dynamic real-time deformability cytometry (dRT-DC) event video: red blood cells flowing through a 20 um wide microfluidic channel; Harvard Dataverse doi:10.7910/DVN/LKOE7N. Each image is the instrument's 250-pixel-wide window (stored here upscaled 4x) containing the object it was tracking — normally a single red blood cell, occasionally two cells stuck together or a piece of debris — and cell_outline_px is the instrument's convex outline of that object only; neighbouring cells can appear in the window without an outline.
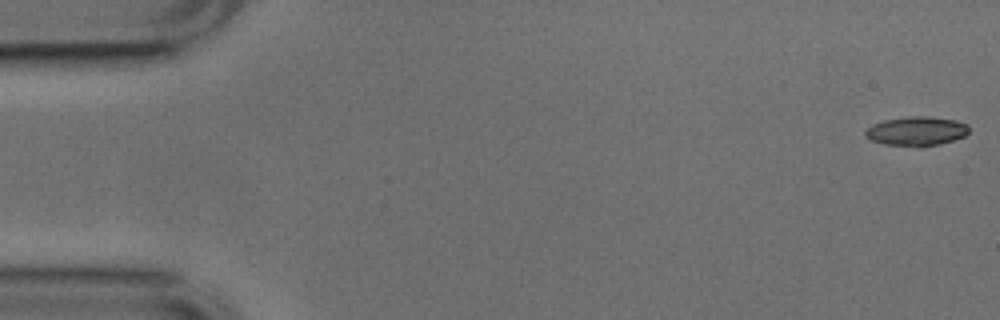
{"species": "common noctule bat (a hibernating species)", "species_latin": "Nyctalus noctula", "temperature_condition": "cold", "stored_images_in_passage": 53, "camera_frame_rate_fps": 3000, "um_per_image_px": 0.085, "animal": {"sex": "male", "body_mass_g": 17.9, "forearm_length_mm": 54.2}, "frame": {"image": 1, "passage_image": 1, "time_ms": 0.0, "image_size_px": [1000, 320], "cell_outline_px": [[968, 132], [964, 136], [940, 144], [916, 148], [884, 144], [872, 140], [864, 136], [864, 132], [872, 124], [884, 120], [912, 116], [928, 116], [956, 120], [968, 124]], "centroid_in_image_um": [77.89, 11.16], "position_along_channel_um": 7.1, "area_um2": 17.8}}
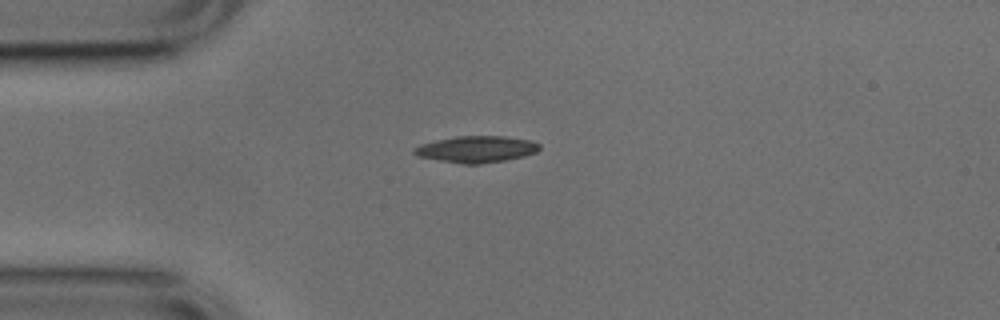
{"frame": {"image": 2, "passage_image": 13, "time_ms": 4.0, "image_size_px": [1000, 320], "cell_outline_px": [[540, 148], [536, 152], [524, 156], [504, 160], [480, 164], [464, 164], [416, 156], [412, 152], [412, 148], [420, 144], [436, 140], [456, 136], [504, 136], [528, 140], [540, 144]], "centroid_in_image_um": [40.45, 12.68], "position_along_channel_um": 44.5, "area_um2": 19.31}}
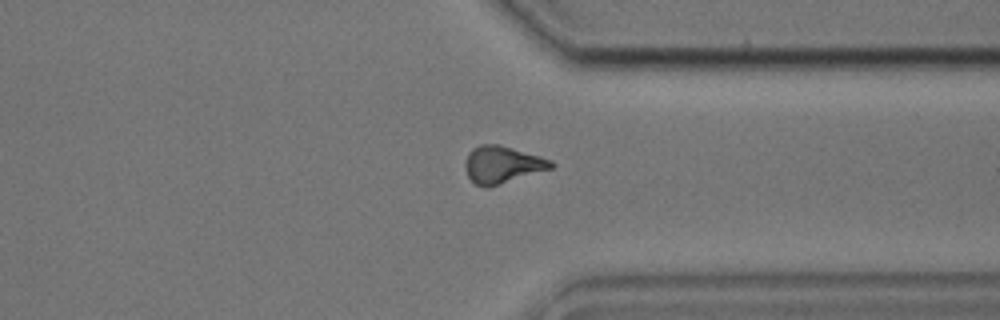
{"frame": {"image": 3, "passage_image": 40, "time_ms": 13.0, "image_size_px": [1000, 320], "cell_outline_px": [[556, 164], [552, 168], [488, 188], [484, 188], [476, 184], [468, 176], [464, 168], [464, 164], [468, 152], [472, 148], [480, 144], [500, 144], [540, 156], [552, 160]], "centroid_in_image_um": [42.68, 13.99], "position_along_channel_um": 368.7, "area_um2": 18.79}, "authors_computed_cell_mechanics": {"area_um2": 18.0914, "velocity_mm_per_s": 3.7872, "shape_relaxation_time_tau1_ms": 6.8655, "shape_relaxation_time_tau2_ms": 3.8429, "deformation_change_tau1": 0.1818, "deformation_change_tau2": 0.105}}